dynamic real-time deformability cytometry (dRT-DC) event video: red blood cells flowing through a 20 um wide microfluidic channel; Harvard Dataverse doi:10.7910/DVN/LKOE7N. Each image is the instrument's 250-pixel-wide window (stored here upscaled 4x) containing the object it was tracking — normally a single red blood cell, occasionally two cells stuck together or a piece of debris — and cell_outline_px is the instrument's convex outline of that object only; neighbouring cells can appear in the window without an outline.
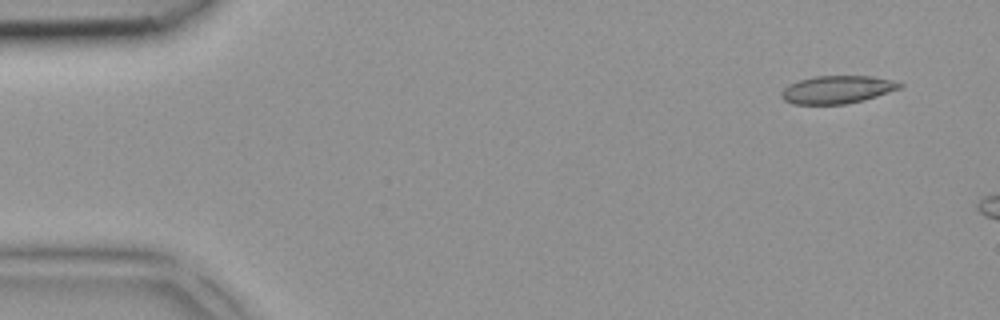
{"species": "common noctule bat (a hibernating species)", "species_latin": "Nyctalus noctula", "temperature_condition": "room temperature", "stored_images_in_passage": 3, "camera_frame_rate_fps": 3000, "um_per_image_px": 0.085, "animal": {"sex": "female", "body_mass_g": 18.4}, "frame": {"image": 1, "passage_image": 1, "time_ms": 0.0, "image_size_px": [1000, 320], "cell_outline_px": [[904, 84], [900, 88], [864, 100], [844, 104], [792, 104], [784, 100], [780, 96], [780, 92], [788, 84], [796, 80], [812, 76], [872, 76]], "centroid_in_image_um": [71.07, 7.61], "position_along_channel_um": 13.9, "area_um2": 19.19}}